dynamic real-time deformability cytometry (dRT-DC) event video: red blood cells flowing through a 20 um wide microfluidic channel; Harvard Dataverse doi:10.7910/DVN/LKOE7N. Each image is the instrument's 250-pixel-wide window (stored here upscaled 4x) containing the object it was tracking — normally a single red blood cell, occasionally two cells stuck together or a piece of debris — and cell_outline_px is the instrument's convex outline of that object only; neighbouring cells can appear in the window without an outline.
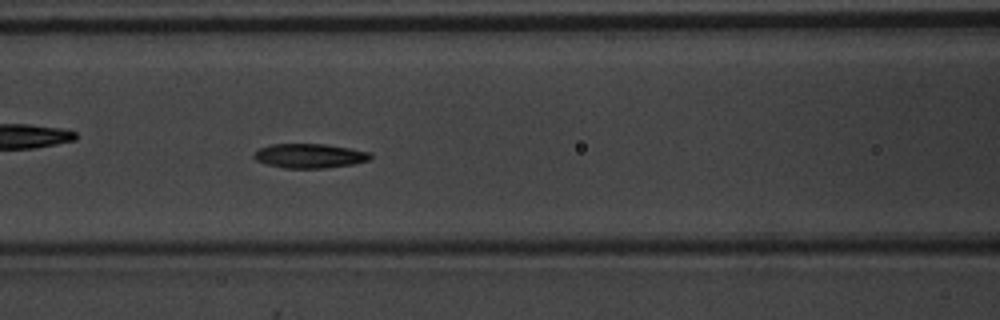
{"species": "common noctule bat (a hibernating species)", "species_latin": "Nyctalus noctula", "temperature_condition": "warm", "stored_images_in_passage": 51, "camera_frame_rate_fps": 3000, "um_per_image_px": 0.085, "animal": {"sex": "male", "body_mass_g": 20.1, "forearm_length_mm": 53.5}, "frame": {"image": 1, "passage_image": 22, "time_ms": 7.0, "image_size_px": [1000, 320], "cell_outline_px": [[372, 156], [368, 160], [352, 164], [324, 168], [284, 168], [268, 164], [256, 160], [252, 156], [252, 152], [268, 144], [324, 144], [372, 152]], "centroid_in_image_um": [26.28, 13.24], "position_along_channel_um": 140.3, "area_um2": 16.53}, "authors_computed_cell_mechanics": {"area_um2": 16.5308, "velocity_mm_per_s": 3.9953, "shape_relaxation_time_tau1_ms": 2.3066, "shape_relaxation_time_tau2_ms": 2.8374, "deformation_change_tau1": 0.1268, "deformation_change_tau2": 0.0938}}